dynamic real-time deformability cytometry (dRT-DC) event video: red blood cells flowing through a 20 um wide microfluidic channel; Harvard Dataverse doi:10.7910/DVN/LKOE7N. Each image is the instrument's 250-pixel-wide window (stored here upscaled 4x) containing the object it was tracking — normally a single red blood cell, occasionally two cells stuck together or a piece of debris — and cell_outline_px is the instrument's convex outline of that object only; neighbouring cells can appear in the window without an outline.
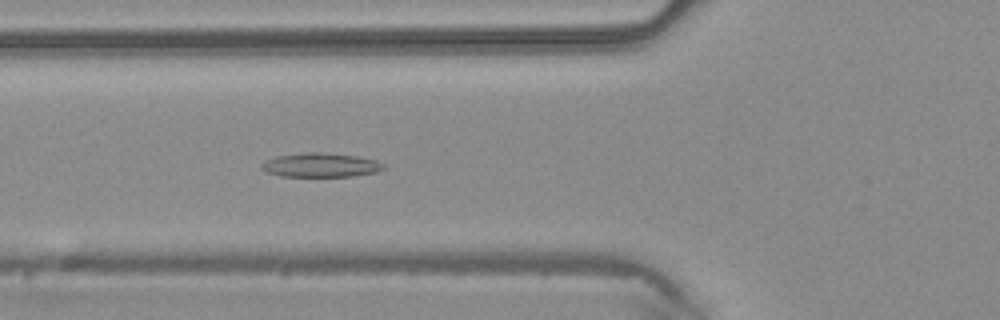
{"species": "common noctule bat (a hibernating species)", "species_latin": "Nyctalus noctula", "temperature_condition": "warm", "stored_images_in_passage": 37, "camera_frame_rate_fps": 3000, "um_per_image_px": 0.085, "animal": {"sex": "male", "body_mass_g": 20.4}, "frame": {"image": 1, "passage_image": 7, "time_ms": 2.0, "image_size_px": [1000, 320], "cell_outline_px": [[384, 168], [376, 172], [352, 176], [280, 176], [268, 172], [260, 168], [260, 164], [264, 160], [276, 156], [308, 152], [324, 152], [356, 156], [376, 160], [384, 164]], "centroid_in_image_um": [27.22, 14.02], "position_along_channel_um": 98.6, "area_um2": 17.11}}
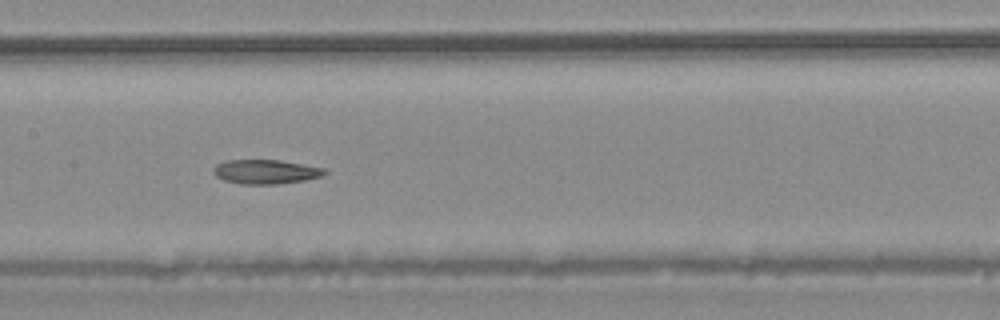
{"frame": {"image": 2, "passage_image": 13, "time_ms": 4.0, "image_size_px": [1000, 320], "cell_outline_px": [[328, 172], [320, 176], [304, 180], [276, 184], [240, 184], [224, 180], [216, 176], [212, 172], [212, 168], [216, 164], [228, 160], [280, 160], [304, 164], [324, 168]], "centroid_in_image_um": [22.55, 14.59], "position_along_channel_um": 184.8, "area_um2": 15.72}}
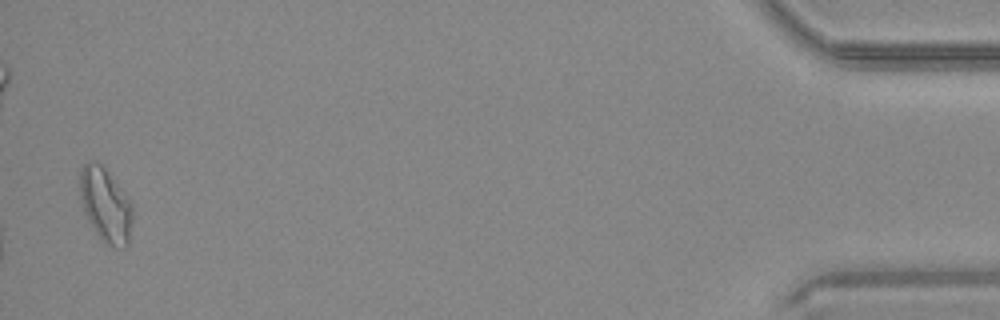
{"frame": {"image": 3, "passage_image": 36, "time_ms": 11.667, "image_size_px": [1000, 320], "cell_outline_px": [[132, 220], [128, 244], [124, 248], [116, 248], [108, 244], [96, 232], [88, 220], [84, 212], [80, 200], [80, 168], [84, 164], [100, 164], [104, 168], [132, 200]], "centroid_in_image_um": [8.99, 17.45], "position_along_channel_um": 426.2, "area_um2": 22.48}}